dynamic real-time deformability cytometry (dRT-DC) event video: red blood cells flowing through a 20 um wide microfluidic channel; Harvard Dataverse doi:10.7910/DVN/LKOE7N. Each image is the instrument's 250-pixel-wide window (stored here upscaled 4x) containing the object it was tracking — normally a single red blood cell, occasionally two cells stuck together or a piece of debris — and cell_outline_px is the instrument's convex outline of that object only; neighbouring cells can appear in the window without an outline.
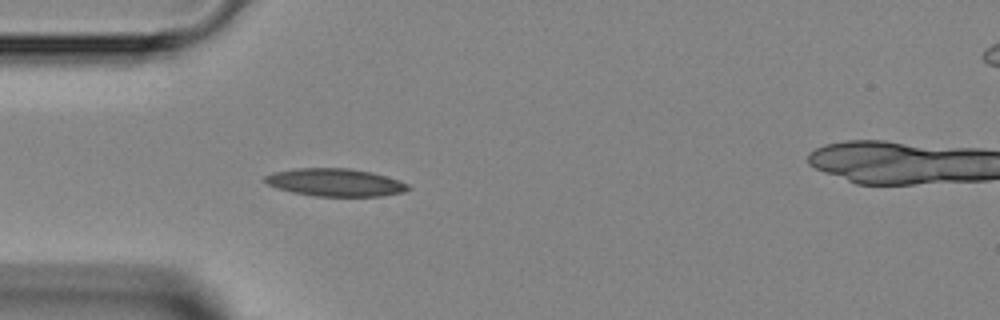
{"species": "Egyptian fruit bat (a non-hibernating species)", "species_latin": "Rousettus aegyptiacus", "temperature_condition": "room temperature", "stored_images_in_passage": 39, "camera_frame_rate_fps": 3000, "um_per_image_px": 0.085, "animal": {"sex": "female"}, "frame": {"image": 1, "passage_image": 5, "time_ms": 1.333, "image_size_px": [1000, 320], "cell_outline_px": [[412, 188], [404, 192], [380, 196], [316, 196], [292, 192], [276, 188], [268, 184], [264, 180], [264, 176], [272, 172], [292, 168], [348, 168], [372, 172], [400, 180], [408, 184]], "centroid_in_image_um": [28.49, 15.5], "position_along_channel_um": 56.5, "area_um2": 23.29}}
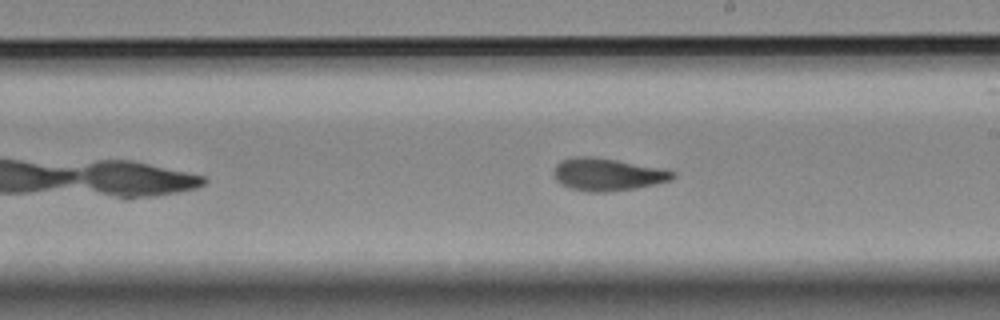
{"frame": {"image": 2, "passage_image": 18, "time_ms": 5.667, "image_size_px": [1000, 320], "cell_outline_px": [[676, 176], [672, 180], [636, 188], [608, 192], [588, 192], [572, 188], [560, 184], [556, 180], [552, 172], [556, 164], [560, 160], [572, 156], [596, 156], [664, 168], [676, 172]], "centroid_in_image_um": [51.63, 14.81], "position_along_channel_um": 237.4, "area_um2": 23.0}}
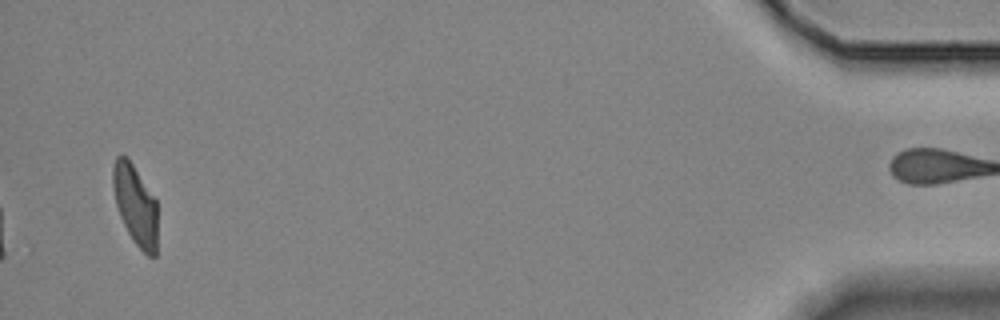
{"frame": {"image": 3, "passage_image": 37, "time_ms": 12.0, "image_size_px": [1000, 320], "cell_outline_px": [[156, 256], [148, 256], [132, 240], [120, 216], [116, 204], [112, 188], [112, 164], [116, 156], [124, 156], [132, 164], [156, 200]], "centroid_in_image_um": [11.48, 17.42], "position_along_channel_um": 423.7, "area_um2": 20.52}}